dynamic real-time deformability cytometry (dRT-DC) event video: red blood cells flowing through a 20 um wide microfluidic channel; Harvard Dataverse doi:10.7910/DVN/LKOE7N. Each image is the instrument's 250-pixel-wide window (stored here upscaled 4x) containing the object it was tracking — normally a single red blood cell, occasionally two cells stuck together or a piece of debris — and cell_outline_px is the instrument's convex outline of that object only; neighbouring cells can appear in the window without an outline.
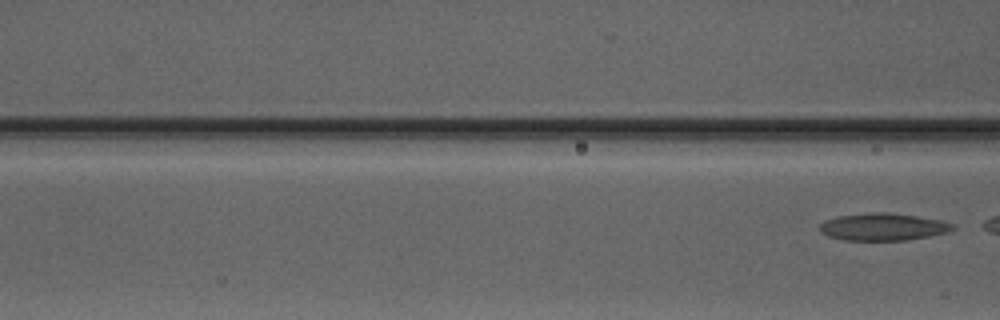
{"species": "Egyptian fruit bat (a non-hibernating species)", "species_latin": "Rousettus aegyptiacus", "temperature_condition": "warm", "stored_images_in_passage": 3, "segment_of_instrument_passage": [2, 2], "camera_frame_rate_fps": 3000, "um_per_image_px": 0.085, "animal": {"sex": "male"}, "frame": {"image": 1, "passage_image": 3, "time_ms": 4.0, "image_size_px": [1000, 320], "cell_outline_px": [[956, 228], [948, 232], [908, 240], [844, 240], [828, 236], [820, 232], [820, 224], [824, 220], [836, 216], [876, 212], [888, 212], [916, 216], [940, 220], [956, 224]], "centroid_in_image_um": [75.06, 19.28], "position_along_channel_um": 91.5, "area_um2": 21.21}}